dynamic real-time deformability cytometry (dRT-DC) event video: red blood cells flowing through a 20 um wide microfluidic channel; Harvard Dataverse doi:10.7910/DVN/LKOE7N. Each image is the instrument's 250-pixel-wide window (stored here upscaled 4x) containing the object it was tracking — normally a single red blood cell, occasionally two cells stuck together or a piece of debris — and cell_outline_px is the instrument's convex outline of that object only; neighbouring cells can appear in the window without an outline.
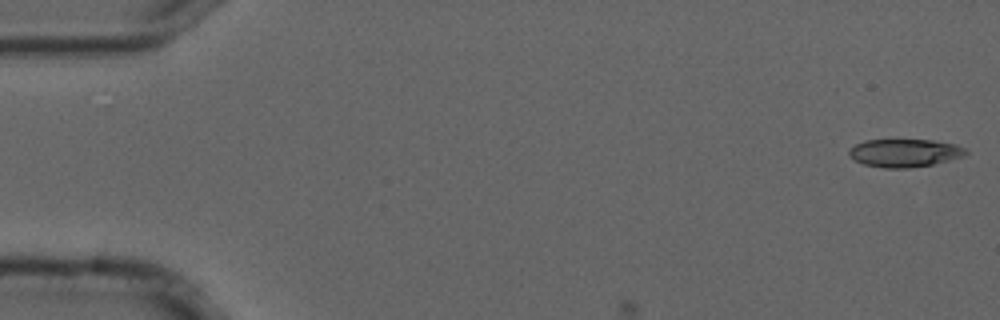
{"species": "common noctule bat (a hibernating species)", "species_latin": "Nyctalus noctula", "temperature_condition": "cold", "stored_images_in_passage": 9, "camera_frame_rate_fps": 3000, "um_per_image_px": 0.085, "animal": {"sex": "male", "forearm_length_mm": 52.5}, "frame": {"image": 1, "passage_image": 1, "time_ms": 0.0, "image_size_px": [1000, 320], "cell_outline_px": [[968, 152], [964, 156], [932, 164], [908, 168], [884, 168], [864, 164], [848, 156], [848, 152], [856, 144], [864, 140], [932, 140], [956, 144], [964, 148]], "centroid_in_image_um": [76.89, 13.0], "position_along_channel_um": 8.1, "area_um2": 18.9}}